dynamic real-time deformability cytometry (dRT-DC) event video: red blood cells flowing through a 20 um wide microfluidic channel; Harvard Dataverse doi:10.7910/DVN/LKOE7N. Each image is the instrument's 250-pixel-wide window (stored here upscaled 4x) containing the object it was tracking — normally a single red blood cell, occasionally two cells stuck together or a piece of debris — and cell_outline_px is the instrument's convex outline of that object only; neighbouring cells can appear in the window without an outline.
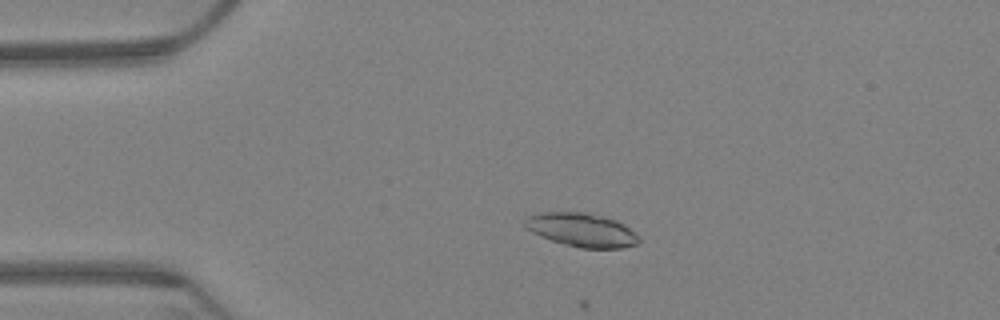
{"species": "Egyptian fruit bat (a non-hibernating species)", "species_latin": "Rousettus aegyptiacus", "temperature_condition": "warm", "stored_images_in_passage": 26, "camera_frame_rate_fps": 3000, "um_per_image_px": 0.085, "animal": {"sex": "female"}, "frame": {"image": 1, "passage_image": 15, "time_ms": 4.667, "image_size_px": [1000, 320], "cell_outline_px": [[640, 240], [636, 244], [624, 248], [580, 248], [564, 244], [540, 236], [524, 228], [524, 224], [528, 216], [540, 212], [584, 212], [604, 216], [616, 220], [624, 224]], "centroid_in_image_um": [49.41, 19.54], "position_along_channel_um": 35.6, "area_um2": 22.25}}